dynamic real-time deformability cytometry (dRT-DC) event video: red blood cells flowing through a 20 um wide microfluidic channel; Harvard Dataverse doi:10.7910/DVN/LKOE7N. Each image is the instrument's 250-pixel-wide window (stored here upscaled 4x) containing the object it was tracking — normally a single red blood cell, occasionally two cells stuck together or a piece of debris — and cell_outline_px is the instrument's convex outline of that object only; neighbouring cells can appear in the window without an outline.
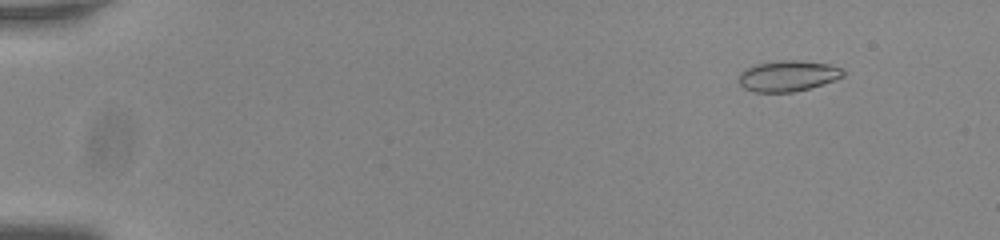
{"species": "common noctule bat (a hibernating species)", "species_latin": "Nyctalus noctula", "temperature_condition": "room temperature", "stored_images_in_passage": 57, "camera_frame_rate_fps": 3000, "um_per_image_px": 0.085, "animal": {"sex": "male", "body_mass_g": 20.0, "forearm_length_mm": 53.3}, "frame": {"image": 1, "passage_image": 7, "time_ms": 2.0, "image_size_px": [1000, 240], "cell_outline_px": [[844, 76], [836, 80], [808, 88], [792, 92], [756, 92], [744, 88], [740, 84], [740, 72], [756, 64], [780, 60], [800, 60], [828, 64], [844, 68]], "centroid_in_image_um": [67.01, 6.44], "position_along_channel_um": 18.0, "area_um2": 18.67}}
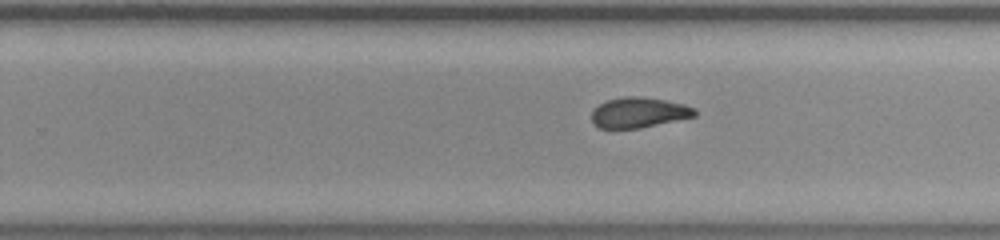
{"frame": {"image": 2, "passage_image": 38, "time_ms": 12.333, "image_size_px": [1000, 240], "cell_outline_px": [[696, 116], [640, 128], [600, 128], [592, 124], [592, 112], [600, 104], [608, 100], [624, 96], [636, 96], [664, 100], [684, 104], [696, 108]], "centroid_in_image_um": [54.31, 9.57], "position_along_channel_um": 275.5, "area_um2": 18.09}}
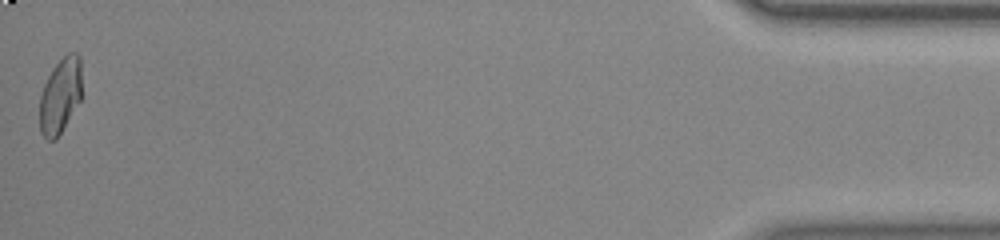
{"frame": {"image": 3, "passage_image": 57, "time_ms": 18.667, "image_size_px": [1000, 240], "cell_outline_px": [[80, 100], [56, 140], [48, 140], [40, 132], [40, 96], [44, 84], [52, 68], [68, 52], [76, 52], [80, 56]], "centroid_in_image_um": [5.1, 8.13], "position_along_channel_um": 430.1, "area_um2": 18.26}, "authors_computed_cell_mechanics": {"area_um2": 18.9584, "velocity_mm_per_s": 3.7696, "shape_relaxation_time_tau1_ms": null, "shape_relaxation_time_tau2_ms": 1.383, "deformation_change_tau1": null, "deformation_change_tau2": 0.0685}}